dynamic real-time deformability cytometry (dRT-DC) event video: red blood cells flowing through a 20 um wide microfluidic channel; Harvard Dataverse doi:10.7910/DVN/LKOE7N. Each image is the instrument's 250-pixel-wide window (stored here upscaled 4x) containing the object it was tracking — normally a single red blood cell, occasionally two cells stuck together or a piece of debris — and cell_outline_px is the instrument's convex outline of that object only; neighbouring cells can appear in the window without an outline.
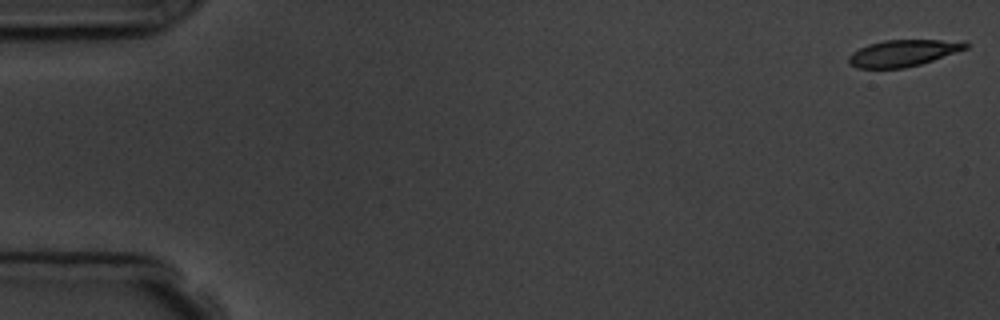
{"species": "common noctule bat (a hibernating species)", "species_latin": "Nyctalus noctula", "temperature_condition": "room temperature", "stored_images_in_passage": 5, "camera_frame_rate_fps": 3000, "um_per_image_px": 0.085, "animal": {"sex": "male", "body_mass_g": 19.5, "forearm_length_mm": 54.6}, "frame": {"image": 1, "passage_image": 1, "time_ms": 0.0, "image_size_px": [1000, 320], "cell_outline_px": [[972, 44], [968, 48], [920, 64], [904, 68], [856, 68], [848, 64], [848, 56], [852, 52], [868, 44], [884, 40], [968, 40]], "centroid_in_image_um": [76.8, 4.5], "position_along_channel_um": 8.2, "area_um2": 18.32}}